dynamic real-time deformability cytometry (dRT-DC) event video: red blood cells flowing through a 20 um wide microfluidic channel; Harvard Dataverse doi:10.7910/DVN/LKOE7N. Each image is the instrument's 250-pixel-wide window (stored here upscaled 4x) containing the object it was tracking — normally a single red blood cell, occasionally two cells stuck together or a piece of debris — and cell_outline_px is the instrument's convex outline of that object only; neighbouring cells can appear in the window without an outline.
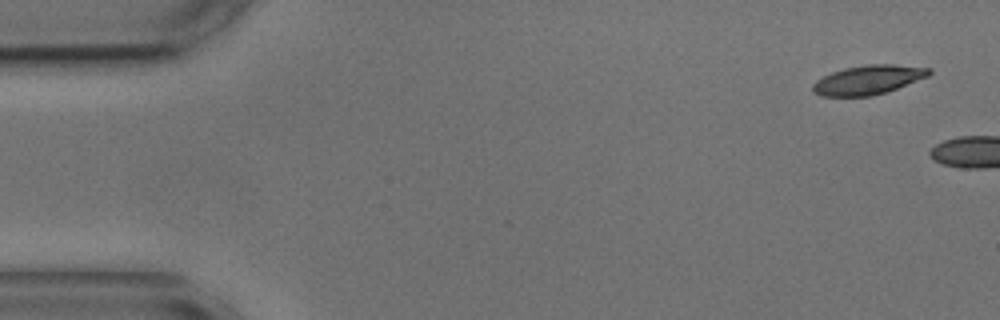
{"species": "common noctule bat (a hibernating species)", "species_latin": "Nyctalus noctula", "temperature_condition": "cold", "stored_images_in_passage": 2, "camera_frame_rate_fps": 3000, "um_per_image_px": 0.085, "animal": {"sex": "male", "body_mass_g": 17.9, "forearm_length_mm": 54.2}, "frame": {"image": 1, "passage_image": 1, "time_ms": 0.0, "image_size_px": [1000, 320], "cell_outline_px": [[932, 72], [928, 76], [896, 88], [872, 96], [820, 96], [812, 92], [812, 84], [816, 80], [832, 72], [844, 68], [868, 64], [892, 64], [932, 68]], "centroid_in_image_um": [73.77, 6.78], "position_along_channel_um": 11.2, "area_um2": 19.71}}